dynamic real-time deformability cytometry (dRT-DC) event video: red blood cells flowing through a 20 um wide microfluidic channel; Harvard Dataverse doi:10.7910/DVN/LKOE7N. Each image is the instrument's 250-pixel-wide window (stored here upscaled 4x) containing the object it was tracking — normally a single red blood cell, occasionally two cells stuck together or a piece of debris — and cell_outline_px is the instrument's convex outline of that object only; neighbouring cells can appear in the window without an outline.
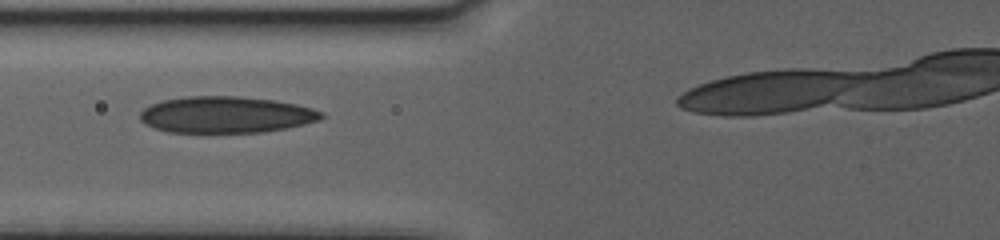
{"species": "human", "species_latin": "Homo sapiens", "temperature_condition": "warm", "stored_images_in_passage": 46, "camera_frame_rate_fps": 3000, "um_per_image_px": 0.085, "donor": {"sex": "female"}, "frame": {"image": 1, "passage_image": 17, "time_ms": 5.333, "image_size_px": [1000, 240], "cell_outline_px": [[324, 116], [320, 120], [288, 128], [264, 132], [168, 132], [156, 128], [140, 120], [140, 112], [144, 108], [152, 104], [164, 100], [184, 96], [240, 96], [276, 100], [296, 104], [312, 108], [324, 112]], "centroid_in_image_um": [19.26, 9.74], "position_along_channel_um": 106.5, "area_um2": 38.61}}
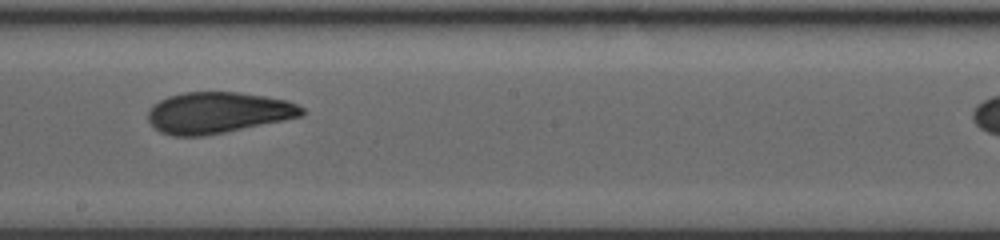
{"frame": {"image": 2, "passage_image": 28, "time_ms": 9.0, "image_size_px": [1000, 240], "cell_outline_px": [[304, 116], [224, 132], [200, 136], [172, 136], [160, 132], [148, 120], [148, 112], [152, 104], [168, 96], [184, 92], [240, 92], [288, 100], [304, 108]], "centroid_in_image_um": [18.52, 9.57], "position_along_channel_um": 229.7, "area_um2": 36.88}}
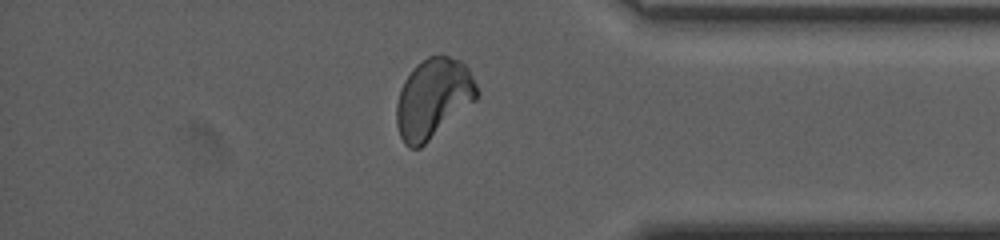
{"frame": {"image": 3, "passage_image": 44, "time_ms": 14.333, "image_size_px": [1000, 240], "cell_outline_px": [[480, 92], [476, 100], [420, 148], [408, 148], [404, 144], [400, 136], [396, 124], [396, 104], [400, 88], [404, 80], [412, 68], [416, 64], [428, 56], [448, 56], [460, 60], [468, 68]], "centroid_in_image_um": [36.8, 8.36], "position_along_channel_um": 398.4, "area_um2": 37.45}}